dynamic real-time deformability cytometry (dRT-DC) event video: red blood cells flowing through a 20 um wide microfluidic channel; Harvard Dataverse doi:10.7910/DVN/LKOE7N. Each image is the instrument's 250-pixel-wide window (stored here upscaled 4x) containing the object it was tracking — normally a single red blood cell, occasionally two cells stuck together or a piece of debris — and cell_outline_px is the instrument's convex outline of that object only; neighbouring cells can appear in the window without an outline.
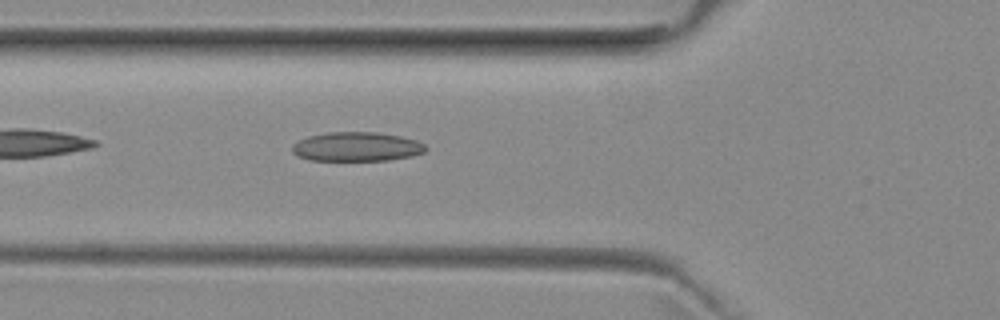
{"species": "common noctule bat (a hibernating species)", "species_latin": "Nyctalus noctula", "temperature_condition": "room temperature", "stored_images_in_passage": 32, "camera_frame_rate_fps": 3000, "um_per_image_px": 0.085, "animal": {"sex": "female", "body_mass_g": 29.2, "forearm_length_mm": 56.3}, "frame": {"image": 1, "passage_image": 5, "time_ms": 1.333, "image_size_px": [1000, 320], "cell_outline_px": [[428, 148], [424, 152], [412, 156], [388, 160], [312, 160], [296, 156], [292, 152], [292, 144], [308, 136], [328, 132], [376, 132], [400, 136], [416, 140], [424, 144]], "centroid_in_image_um": [30.31, 12.47], "position_along_channel_um": 95.5, "area_um2": 22.72}}
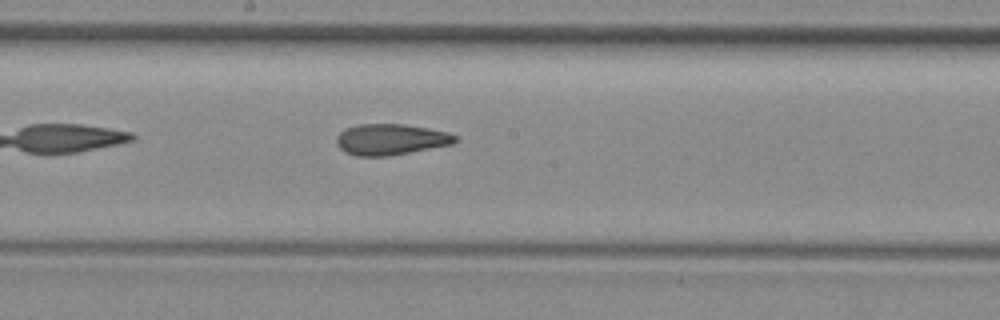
{"frame": {"image": 2, "passage_image": 14, "time_ms": 4.333, "image_size_px": [1000, 320], "cell_outline_px": [[460, 140], [452, 144], [388, 156], [356, 156], [344, 152], [340, 148], [336, 140], [340, 132], [348, 128], [360, 124], [404, 124], [428, 128], [448, 132], [456, 136]], "centroid_in_image_um": [33.23, 11.85], "position_along_channel_um": 215.0, "area_um2": 21.33}}
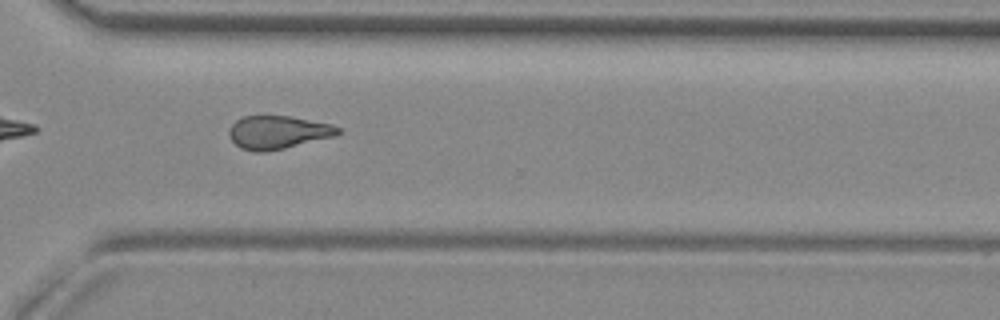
{"frame": {"image": 3, "passage_image": 24, "time_ms": 7.667, "image_size_px": [1000, 320], "cell_outline_px": [[340, 132], [336, 136], [284, 148], [264, 152], [252, 152], [240, 148], [232, 140], [228, 132], [232, 124], [236, 120], [244, 116], [288, 116], [332, 124], [340, 128]], "centroid_in_image_um": [23.62, 11.25], "position_along_channel_um": 347.0, "area_um2": 20.98}, "authors_computed_cell_mechanics": {"area_um2": 20.9814, "velocity_mm_per_s": 3.9698, "shape_relaxation_time_tau1_ms": null, "shape_relaxation_time_tau2_ms": 4.0858, "deformation_change_tau1": null, "deformation_change_tau2": 0.1313}}